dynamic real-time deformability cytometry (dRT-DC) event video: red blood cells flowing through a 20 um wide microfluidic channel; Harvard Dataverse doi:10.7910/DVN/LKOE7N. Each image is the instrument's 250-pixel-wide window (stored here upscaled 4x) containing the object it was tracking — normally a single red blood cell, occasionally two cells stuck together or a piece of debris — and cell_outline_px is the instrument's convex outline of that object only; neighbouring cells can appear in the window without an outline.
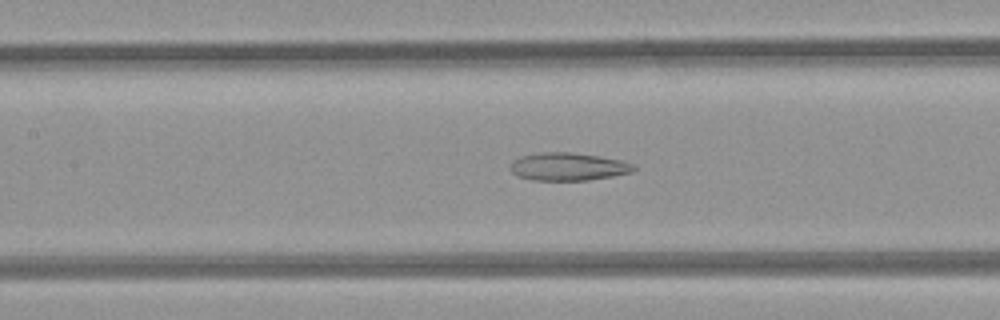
{"species": "common noctule bat (a hibernating species)", "species_latin": "Nyctalus noctula", "temperature_condition": "room temperature", "stored_images_in_passage": 42, "camera_frame_rate_fps": 3000, "um_per_image_px": 0.085, "animal": {"sex": "female", "body_mass_g": 21.9}, "frame": {"image": 1, "passage_image": 20, "time_ms": 6.333, "image_size_px": [1000, 320], "cell_outline_px": [[636, 168], [632, 172], [612, 176], [588, 180], [532, 180], [516, 176], [512, 172], [512, 160], [520, 156], [540, 152], [572, 152], [600, 156], [620, 160], [632, 164]], "centroid_in_image_um": [48.27, 14.16], "position_along_channel_um": 159.1, "area_um2": 20.0}}
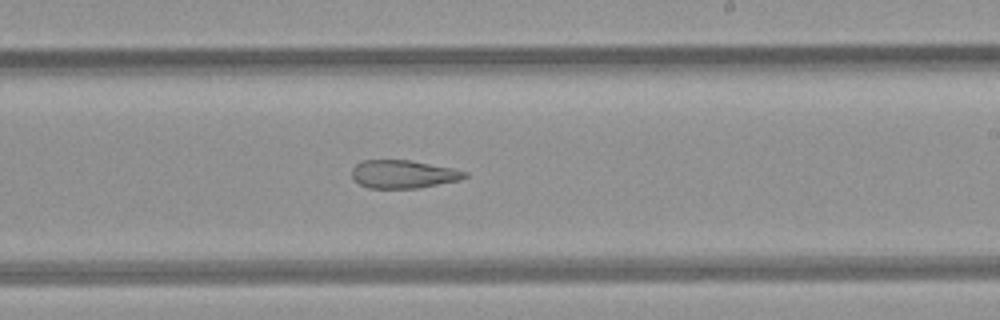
{"frame": {"image": 2, "passage_image": 27, "time_ms": 8.667, "image_size_px": [1000, 320], "cell_outline_px": [[468, 176], [460, 180], [420, 188], [368, 188], [352, 180], [352, 168], [356, 164], [364, 160], [408, 160], [452, 168], [468, 172]], "centroid_in_image_um": [34.27, 14.81], "position_along_channel_um": 254.7, "area_um2": 18.55}}
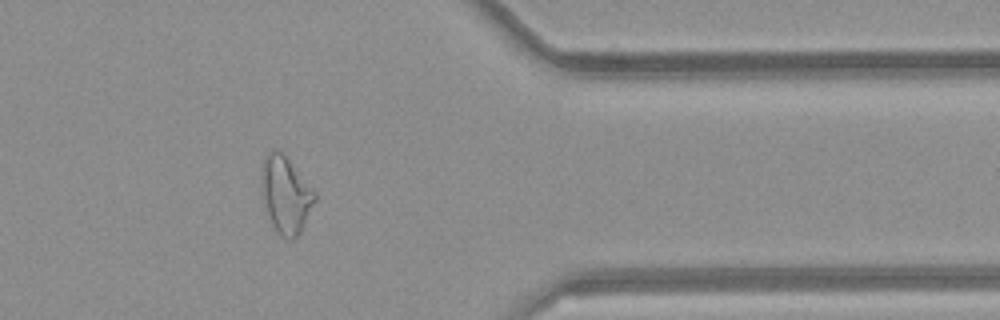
{"frame": {"image": 3, "passage_image": 38, "time_ms": 12.333, "image_size_px": [1000, 320], "cell_outline_px": [[316, 200], [300, 232], [292, 240], [276, 232], [272, 224], [268, 212], [260, 184], [260, 172], [264, 160], [268, 152], [276, 148], [288, 160], [316, 192]], "centroid_in_image_um": [24.28, 16.54], "position_along_channel_um": 387.1, "area_um2": 23.29}, "authors_computed_cell_mechanics": {"area_um2": 22.5998, "velocity_mm_per_s": 4.1144, "shape_relaxation_time_tau1_ms": null, "shape_relaxation_time_tau2_ms": 3.8783, "deformation_change_tau1": null, "deformation_change_tau2": 0.1429}}